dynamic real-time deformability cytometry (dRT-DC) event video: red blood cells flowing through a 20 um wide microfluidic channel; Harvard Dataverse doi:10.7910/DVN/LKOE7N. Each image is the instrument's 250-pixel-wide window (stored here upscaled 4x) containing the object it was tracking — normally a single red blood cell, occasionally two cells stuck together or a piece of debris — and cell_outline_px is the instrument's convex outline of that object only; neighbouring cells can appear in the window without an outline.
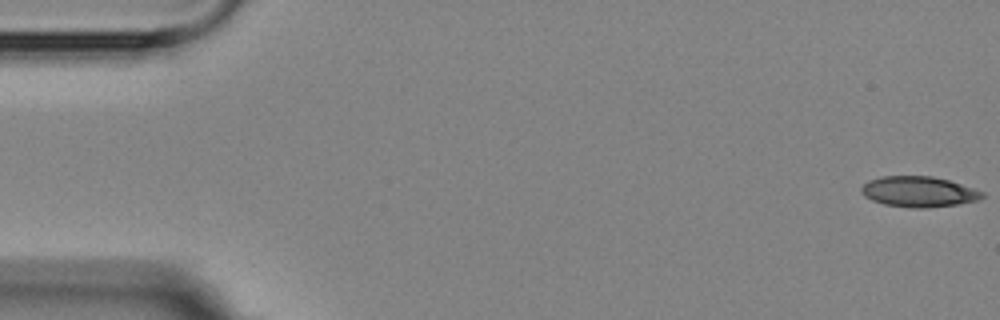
{"species": "Egyptian fruit bat (a non-hibernating species)", "species_latin": "Rousettus aegyptiacus", "temperature_condition": "room temperature", "stored_images_in_passage": 8, "camera_frame_rate_fps": 3000, "um_per_image_px": 0.085, "animal": {"sex": "female"}, "frame": {"image": 1, "passage_image": 1, "time_ms": 0.0, "image_size_px": [1000, 320], "cell_outline_px": [[984, 196], [980, 200], [956, 204], [928, 208], [912, 208], [884, 204], [872, 200], [864, 196], [860, 192], [860, 188], [868, 180], [880, 176], [932, 176], [948, 180], [984, 192]], "centroid_in_image_um": [78.06, 16.29], "position_along_channel_um": 6.9, "area_um2": 21.56}}
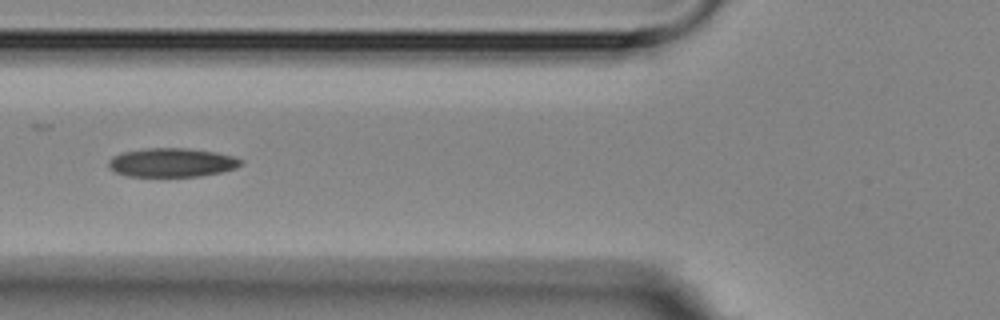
{"frame": {"image": 2, "passage_image": 6, "time_ms": 6.667, "image_size_px": [1000, 320], "cell_outline_px": [[244, 164], [236, 168], [220, 172], [200, 176], [128, 176], [116, 172], [108, 168], [108, 160], [112, 156], [120, 152], [144, 148], [188, 148], [216, 152], [232, 156], [244, 160]], "centroid_in_image_um": [14.6, 13.8], "position_along_channel_um": 111.2, "area_um2": 22.48}}
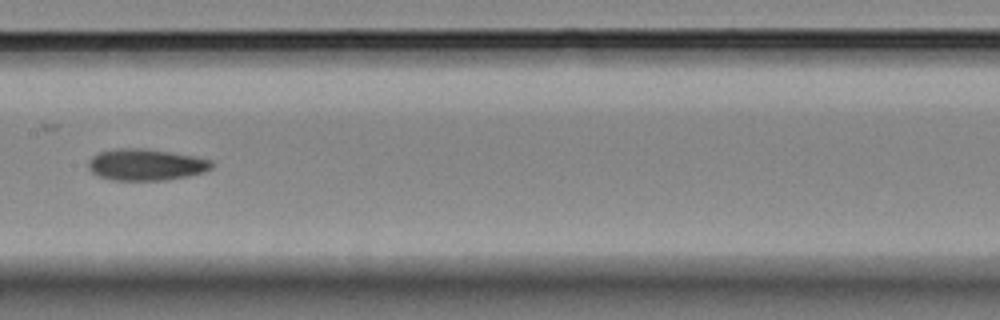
{"frame": {"image": 3, "passage_image": 8, "time_ms": 9.0, "image_size_px": [1000, 320], "cell_outline_px": [[212, 168], [204, 172], [188, 176], [168, 180], [112, 180], [100, 176], [92, 172], [88, 168], [88, 160], [92, 156], [100, 152], [120, 148], [140, 148], [196, 156], [212, 160]], "centroid_in_image_um": [12.41, 14.0], "position_along_channel_um": 195.0, "area_um2": 22.6}}